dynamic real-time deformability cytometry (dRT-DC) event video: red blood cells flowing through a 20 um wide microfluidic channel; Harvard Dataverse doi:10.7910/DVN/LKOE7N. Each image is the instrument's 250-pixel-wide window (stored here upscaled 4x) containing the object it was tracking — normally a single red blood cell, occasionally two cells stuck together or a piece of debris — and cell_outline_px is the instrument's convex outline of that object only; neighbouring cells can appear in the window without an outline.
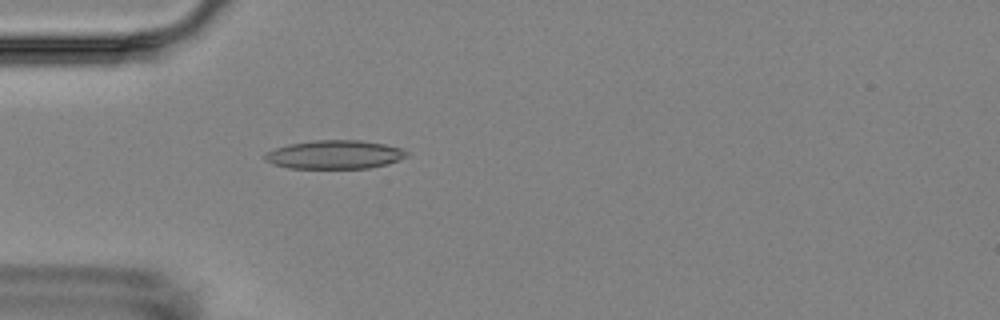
{"species": "Egyptian fruit bat (a non-hibernating species)", "species_latin": "Rousettus aegyptiacus", "temperature_condition": "room temperature", "stored_images_in_passage": 4, "camera_frame_rate_fps": 3000, "um_per_image_px": 0.085, "animal": {"sex": "female"}, "frame": {"image": 1, "passage_image": 4, "time_ms": 3.333, "image_size_px": [1000, 320], "cell_outline_px": [[408, 156], [400, 160], [388, 164], [368, 168], [288, 168], [272, 164], [264, 160], [264, 156], [268, 152], [276, 148], [288, 144], [316, 140], [360, 140], [384, 144], [400, 148], [408, 152]], "centroid_in_image_um": [28.46, 13.14], "position_along_channel_um": 56.5, "area_um2": 23.64}}